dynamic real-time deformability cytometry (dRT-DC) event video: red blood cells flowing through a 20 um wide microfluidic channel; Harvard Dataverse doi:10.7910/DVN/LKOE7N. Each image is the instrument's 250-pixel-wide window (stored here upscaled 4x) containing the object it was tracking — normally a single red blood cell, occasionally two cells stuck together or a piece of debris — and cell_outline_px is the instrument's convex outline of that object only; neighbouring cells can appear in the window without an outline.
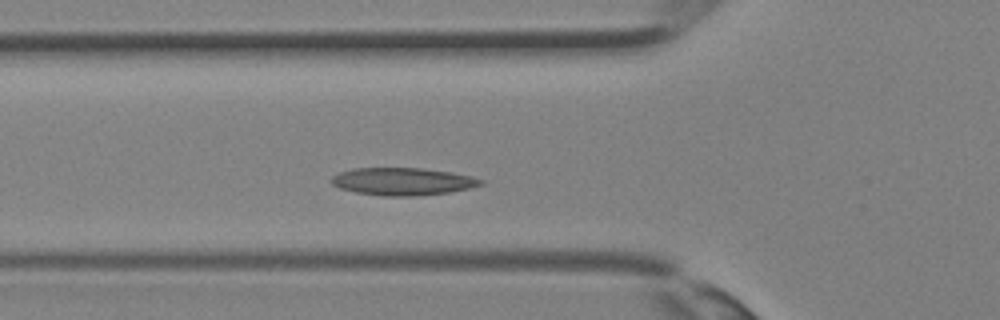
{"species": "Egyptian fruit bat (a non-hibernating species)", "species_latin": "Rousettus aegyptiacus", "temperature_condition": "room temperature", "stored_images_in_passage": 31, "camera_frame_rate_fps": 3000, "um_per_image_px": 0.085, "animal": {"sex": "female"}, "frame": {"image": 1, "passage_image": 7, "time_ms": 2.0, "image_size_px": [1000, 320], "cell_outline_px": [[484, 184], [468, 188], [448, 192], [416, 196], [384, 196], [356, 192], [340, 188], [332, 184], [328, 180], [332, 176], [340, 172], [352, 168], [420, 168], [448, 172], [472, 176], [484, 180]], "centroid_in_image_um": [34.19, 15.42], "position_along_channel_um": 91.6, "area_um2": 23.87}}
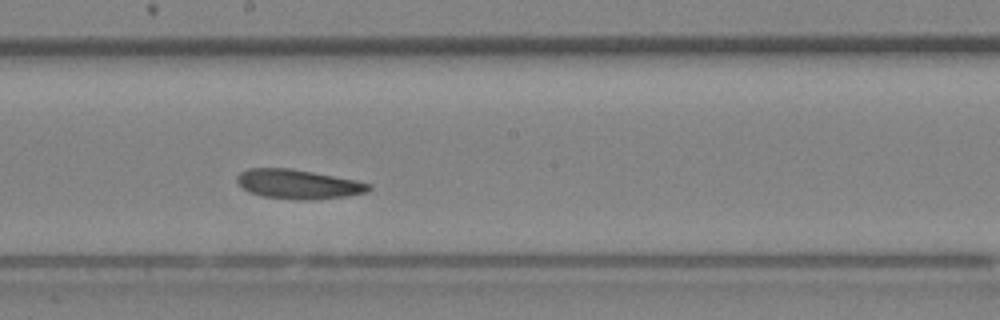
{"frame": {"image": 2, "passage_image": 14, "time_ms": 4.333, "image_size_px": [1000, 320], "cell_outline_px": [[372, 188], [364, 192], [348, 196], [308, 200], [300, 200], [264, 196], [252, 192], [244, 188], [236, 180], [236, 176], [240, 172], [248, 168], [292, 168], [356, 180], [372, 184]], "centroid_in_image_um": [25.37, 15.64], "position_along_channel_um": 222.8, "area_um2": 22.37}}
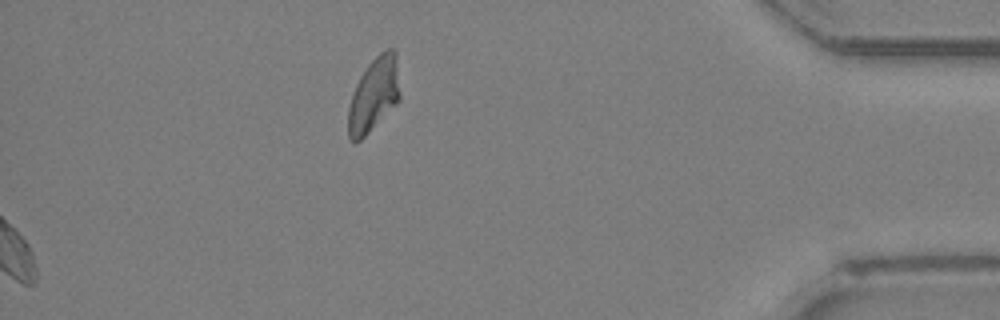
{"frame": {"image": 3, "passage_image": 31, "time_ms": 10.0, "image_size_px": [1000, 320], "cell_outline_px": [[400, 100], [356, 144], [348, 140], [348, 108], [356, 84], [360, 76], [368, 64], [380, 52], [388, 48], [392, 48], [396, 52], [400, 92]], "centroid_in_image_um": [31.77, 8.05], "position_along_channel_um": 403.4, "area_um2": 22.25}}